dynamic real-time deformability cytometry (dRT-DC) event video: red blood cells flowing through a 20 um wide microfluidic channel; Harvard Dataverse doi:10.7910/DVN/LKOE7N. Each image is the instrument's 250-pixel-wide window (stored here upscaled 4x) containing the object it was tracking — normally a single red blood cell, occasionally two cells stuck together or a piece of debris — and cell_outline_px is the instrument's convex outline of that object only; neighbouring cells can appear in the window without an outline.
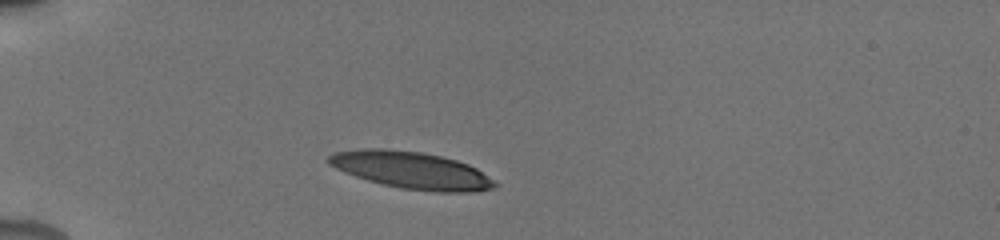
{"species": "human", "species_latin": "Homo sapiens", "temperature_condition": "cold", "stored_images_in_passage": 5, "camera_frame_rate_fps": 3000, "um_per_image_px": 0.085, "donor": {"sex": "male"}, "frame": {"image": 1, "passage_image": 3, "time_ms": 1.333, "image_size_px": [1000, 240], "cell_outline_px": [[500, 184], [496, 188], [472, 192], [436, 192], [400, 188], [368, 180], [344, 172], [328, 164], [324, 160], [328, 156], [336, 152], [360, 148], [384, 148], [420, 152], [440, 156], [456, 160], [468, 164], [476, 168]], "centroid_in_image_um": [34.98, 14.47], "position_along_channel_um": 50.0, "area_um2": 36.01}}
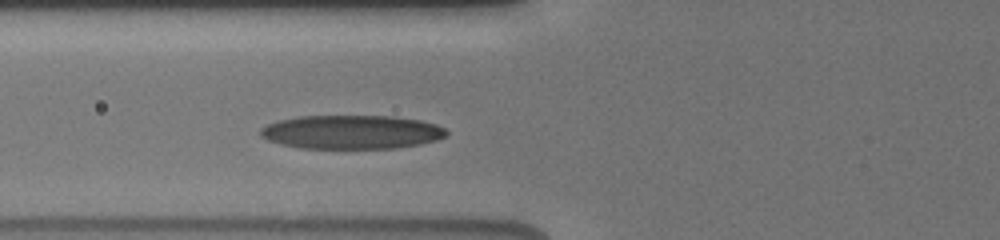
{"frame": {"image": 2, "passage_image": 5, "time_ms": 3.333, "image_size_px": [1000, 240], "cell_outline_px": [[448, 132], [444, 136], [436, 140], [420, 144], [396, 148], [300, 148], [280, 144], [268, 140], [260, 136], [260, 128], [268, 124], [280, 120], [300, 116], [392, 116], [420, 120], [436, 124], [444, 128]], "centroid_in_image_um": [29.87, 11.22], "position_along_channel_um": 95.9, "area_um2": 36.59}}